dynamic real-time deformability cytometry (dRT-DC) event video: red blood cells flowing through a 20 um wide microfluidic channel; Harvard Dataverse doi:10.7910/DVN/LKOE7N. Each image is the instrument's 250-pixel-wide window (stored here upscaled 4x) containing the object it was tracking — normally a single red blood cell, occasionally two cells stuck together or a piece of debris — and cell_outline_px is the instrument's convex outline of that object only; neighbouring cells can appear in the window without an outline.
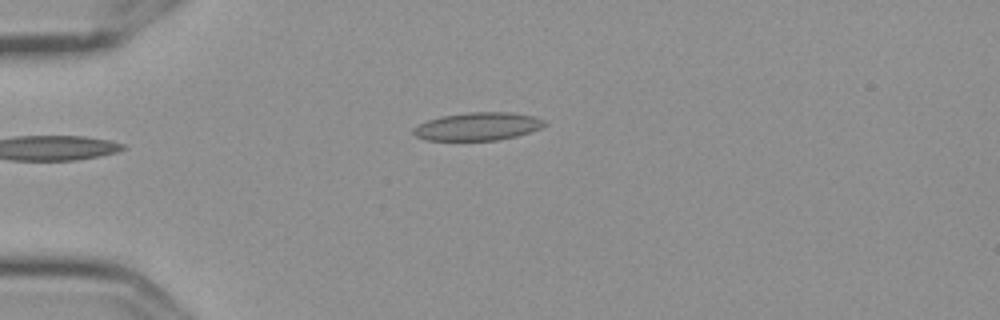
{"species": "Egyptian fruit bat (a non-hibernating species)", "species_latin": "Rousettus aegyptiacus", "temperature_condition": "cold", "stored_images_in_passage": 5, "camera_frame_rate_fps": 3000, "um_per_image_px": 0.085, "frame": {"image": 1, "passage_image": 5, "time_ms": 1.333, "image_size_px": [1000, 320], "cell_outline_px": [[548, 124], [540, 128], [516, 136], [496, 140], [424, 140], [416, 136], [412, 132], [412, 128], [428, 120], [440, 116], [468, 112], [512, 112], [532, 116], [544, 120]], "centroid_in_image_um": [40.59, 10.74], "position_along_channel_um": 44.4, "area_um2": 21.33}}